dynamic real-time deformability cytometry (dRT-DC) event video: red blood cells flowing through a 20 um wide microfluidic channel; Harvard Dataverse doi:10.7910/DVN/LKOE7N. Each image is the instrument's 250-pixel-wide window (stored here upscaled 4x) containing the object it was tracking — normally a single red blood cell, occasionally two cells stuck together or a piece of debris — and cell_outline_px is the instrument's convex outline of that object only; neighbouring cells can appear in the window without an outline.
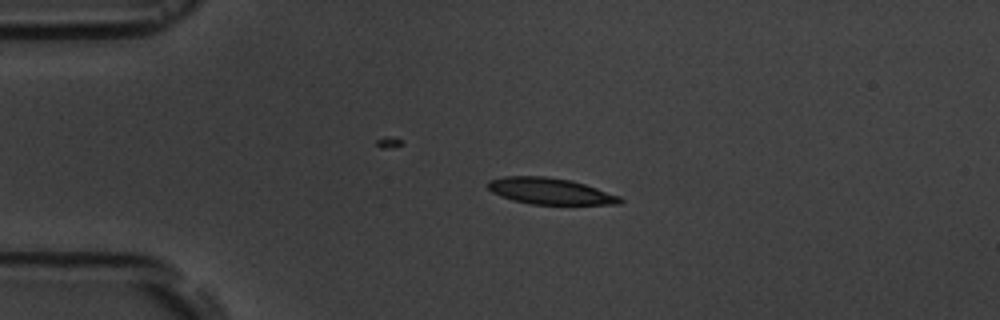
{"species": "common noctule bat (a hibernating species)", "species_latin": "Nyctalus noctula", "temperature_condition": "room temperature", "stored_images_in_passage": 5, "camera_frame_rate_fps": 3000, "um_per_image_px": 0.085, "animal": {"sex": "male", "body_mass_g": 19.5, "forearm_length_mm": 54.6}, "frame": {"image": 1, "passage_image": 3, "time_ms": 2.333, "image_size_px": [1000, 320], "cell_outline_px": [[624, 200], [620, 204], [528, 204], [512, 200], [500, 196], [492, 192], [488, 188], [488, 180], [504, 176], [544, 176], [572, 180], [620, 196]], "centroid_in_image_um": [46.73, 16.24], "position_along_channel_um": 38.3, "area_um2": 20.29}}
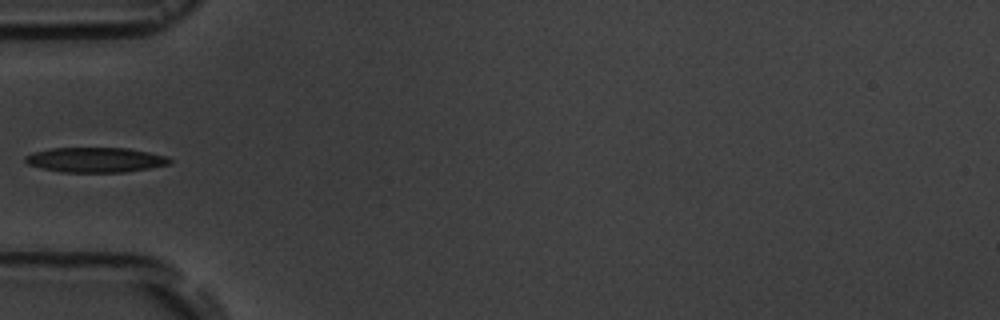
{"frame": {"image": 2, "passage_image": 5, "time_ms": 4.333, "image_size_px": [1000, 320], "cell_outline_px": [[172, 164], [124, 172], [60, 172], [40, 168], [28, 164], [24, 160], [24, 156], [32, 152], [52, 148], [128, 148], [168, 156], [172, 160]], "centroid_in_image_um": [8.1, 13.59], "position_along_channel_um": 76.9, "area_um2": 21.1}}